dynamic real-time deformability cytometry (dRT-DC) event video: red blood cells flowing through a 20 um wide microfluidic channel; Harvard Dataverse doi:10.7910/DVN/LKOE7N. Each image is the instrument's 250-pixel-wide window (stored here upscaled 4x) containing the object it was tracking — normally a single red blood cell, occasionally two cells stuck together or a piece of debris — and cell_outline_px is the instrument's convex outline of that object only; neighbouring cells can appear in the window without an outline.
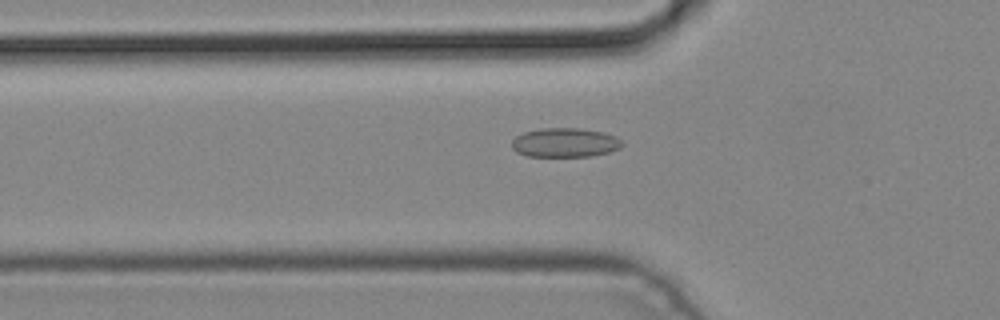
{"species": "common noctule bat (a hibernating species)", "species_latin": "Nyctalus noctula", "temperature_condition": "cold", "stored_images_in_passage": 5, "camera_frame_rate_fps": 3000, "um_per_image_px": 0.085, "animal": {"sex": "male", "body_mass_g": 19.2, "forearm_length_mm": 51.8}, "frame": {"image": 1, "passage_image": 5, "time_ms": 1.333, "image_size_px": [1000, 320], "cell_outline_px": [[624, 144], [620, 148], [608, 152], [592, 156], [528, 156], [516, 152], [512, 148], [512, 140], [516, 136], [524, 132], [540, 128], [580, 128], [604, 132], [616, 136]], "centroid_in_image_um": [48.02, 12.11], "position_along_channel_um": 77.8, "area_um2": 18.84}}